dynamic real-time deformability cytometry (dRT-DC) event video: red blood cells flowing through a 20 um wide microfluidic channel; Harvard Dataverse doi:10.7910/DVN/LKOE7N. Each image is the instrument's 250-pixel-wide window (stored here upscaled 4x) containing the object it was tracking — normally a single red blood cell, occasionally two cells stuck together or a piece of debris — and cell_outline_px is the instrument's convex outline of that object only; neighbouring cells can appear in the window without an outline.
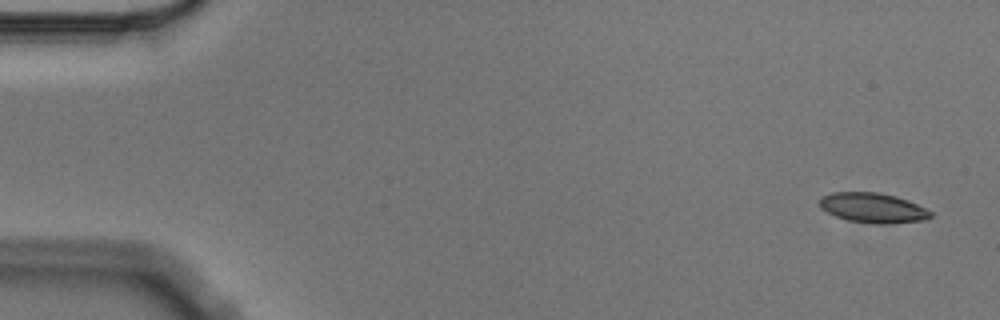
{"species": "Egyptian fruit bat (a non-hibernating species)", "species_latin": "Rousettus aegyptiacus", "temperature_condition": "cold", "stored_images_in_passage": 5, "camera_frame_rate_fps": 3000, "um_per_image_px": 0.085, "animal": {"sex": "male"}, "frame": {"image": 1, "passage_image": 1, "time_ms": 0.0, "image_size_px": [1000, 320], "cell_outline_px": [[932, 216], [924, 220], [884, 224], [872, 224], [848, 220], [836, 216], [820, 208], [820, 200], [824, 196], [832, 192], [880, 192], [896, 196], [908, 200], [932, 212]], "centroid_in_image_um": [74.2, 17.66], "position_along_channel_um": 10.8, "area_um2": 19.25}}
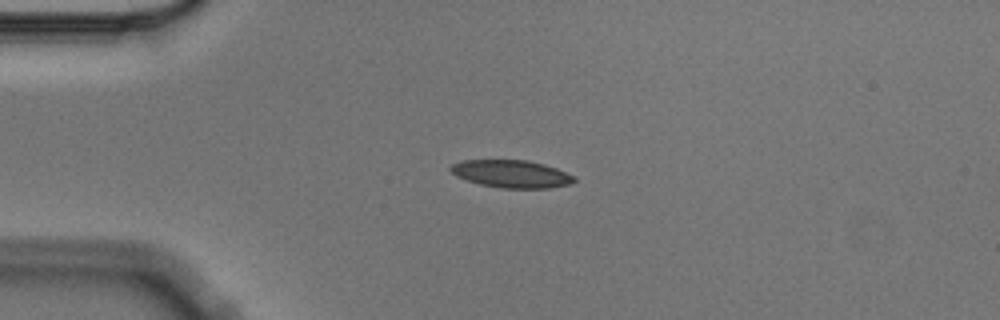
{"frame": {"image": 2, "passage_image": 4, "time_ms": 1.0, "image_size_px": [1000, 320], "cell_outline_px": [[576, 180], [568, 184], [548, 188], [500, 188], [480, 184], [456, 176], [448, 168], [452, 164], [460, 160], [528, 160], [544, 164], [556, 168], [576, 176]], "centroid_in_image_um": [43.47, 14.77], "position_along_channel_um": 41.5, "area_um2": 19.88}}